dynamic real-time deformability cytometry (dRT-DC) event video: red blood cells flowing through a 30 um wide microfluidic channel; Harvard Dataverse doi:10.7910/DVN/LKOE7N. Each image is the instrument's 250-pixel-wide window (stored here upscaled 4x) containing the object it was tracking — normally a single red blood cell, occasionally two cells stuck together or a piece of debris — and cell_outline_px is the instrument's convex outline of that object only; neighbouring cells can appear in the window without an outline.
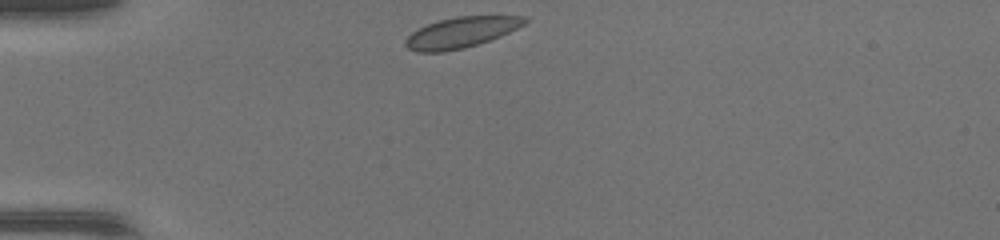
{"species": "common noctule bat (a hibernating species)", "species_latin": "Nyctalus noctula", "temperature_condition": "warm", "stored_images_in_passage": 31, "camera_frame_rate_fps": 3000, "um_per_image_px": 0.085, "animal": {"sex": "female", "body_mass_g": 17.0, "forearm_length_mm": 48.0}, "frame": {"image": 1, "passage_image": 1, "time_ms": 0.0, "image_size_px": [1000, 240], "cell_outline_px": [[528, 20], [524, 24], [500, 36], [464, 48], [444, 52], [416, 52], [408, 48], [404, 44], [404, 40], [412, 32], [428, 24], [440, 20], [456, 16], [528, 16]], "centroid_in_image_um": [39.17, 2.76], "position_along_channel_um": 45.8, "area_um2": 21.1}}
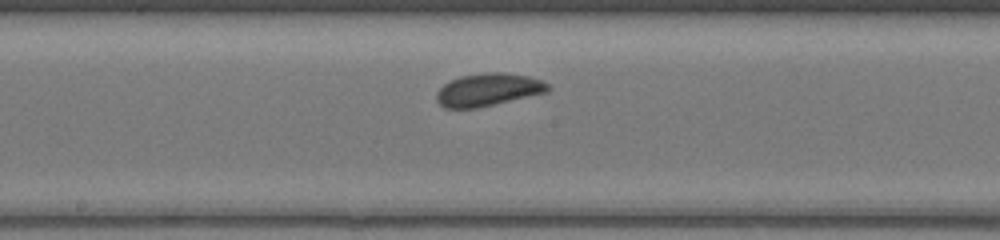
{"frame": {"image": 2, "passage_image": 14, "time_ms": 4.333, "image_size_px": [1000, 240], "cell_outline_px": [[552, 88], [548, 92], [476, 108], [444, 108], [436, 100], [436, 92], [444, 84], [460, 76], [484, 72], [504, 72], [528, 76], [540, 80], [548, 84]], "centroid_in_image_um": [41.49, 7.62], "position_along_channel_um": 206.7, "area_um2": 21.21}}
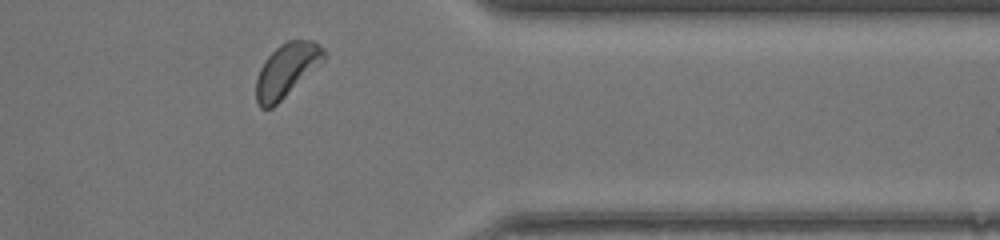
{"frame": {"image": 3, "passage_image": 27, "time_ms": 8.667, "image_size_px": [1000, 240], "cell_outline_px": [[324, 60], [272, 108], [260, 108], [256, 100], [256, 80], [260, 68], [264, 60], [280, 44], [288, 40], [312, 40], [324, 48]], "centroid_in_image_um": [24.33, 5.95], "position_along_channel_um": 387.1, "area_um2": 20.75}}